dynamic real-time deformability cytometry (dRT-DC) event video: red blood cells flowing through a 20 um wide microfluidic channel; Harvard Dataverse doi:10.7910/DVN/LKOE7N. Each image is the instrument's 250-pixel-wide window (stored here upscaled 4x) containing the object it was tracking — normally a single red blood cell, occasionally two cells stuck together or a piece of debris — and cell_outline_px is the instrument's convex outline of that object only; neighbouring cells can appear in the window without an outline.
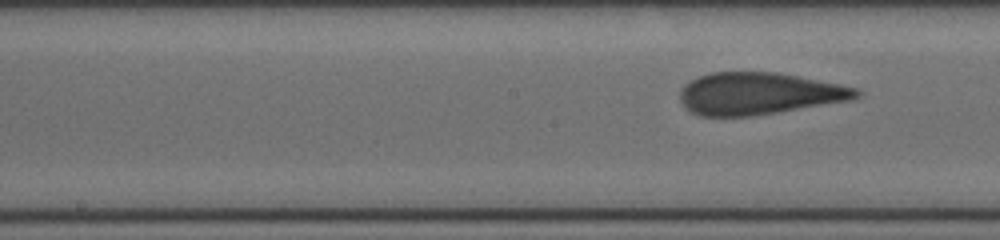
{"species": "human", "species_latin": "Homo sapiens", "temperature_condition": "cold", "stored_images_in_passage": 8, "segment_of_instrument_passage": [2, 2], "camera_frame_rate_fps": 3000, "um_per_image_px": 0.085, "donor": {"sex": "female"}, "frame": {"image": 1, "passage_image": 8, "time_ms": 6.0, "image_size_px": [1000, 240], "cell_outline_px": [[864, 92], [860, 96], [852, 100], [776, 112], [748, 116], [700, 116], [684, 108], [680, 100], [680, 88], [688, 80], [712, 72], [776, 72], [840, 84], [856, 88]], "centroid_in_image_um": [64.49, 7.95], "position_along_channel_um": 183.7, "area_um2": 43.29}}